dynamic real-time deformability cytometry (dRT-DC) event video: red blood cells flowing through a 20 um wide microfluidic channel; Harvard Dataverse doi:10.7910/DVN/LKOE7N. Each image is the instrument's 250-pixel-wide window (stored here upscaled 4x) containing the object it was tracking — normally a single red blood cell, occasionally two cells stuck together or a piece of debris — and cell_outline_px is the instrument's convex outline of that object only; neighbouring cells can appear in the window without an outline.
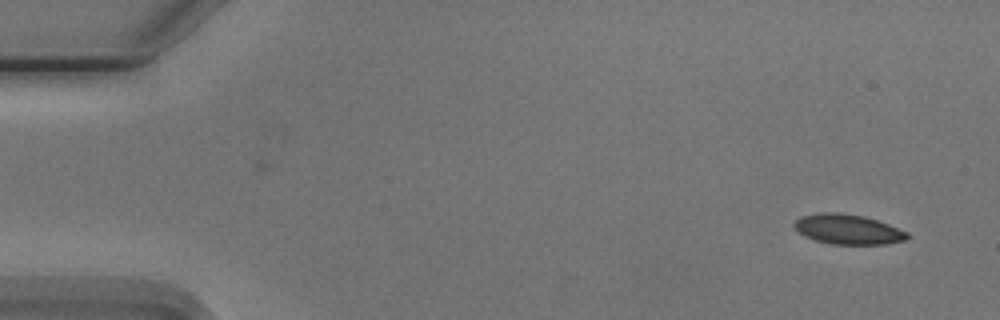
{"species": "Egyptian fruit bat (a non-hibernating species)", "species_latin": "Rousettus aegyptiacus", "temperature_condition": "cold", "stored_images_in_passage": 6, "camera_frame_rate_fps": 3000, "um_per_image_px": 0.085, "animal": {"sex": "male"}, "frame": {"image": 1, "passage_image": 1, "time_ms": 0.0, "image_size_px": [1000, 320], "cell_outline_px": [[908, 240], [888, 244], [832, 244], [816, 240], [804, 236], [792, 224], [800, 216], [820, 212], [836, 212], [864, 216], [888, 224], [908, 232]], "centroid_in_image_um": [72.08, 19.49], "position_along_channel_um": 12.9, "area_um2": 19.71}}
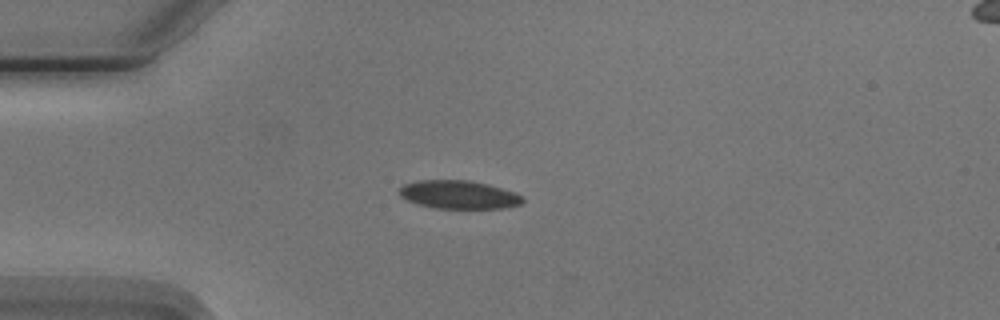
{"frame": {"image": 2, "passage_image": 4, "time_ms": 3.667, "image_size_px": [1000, 320], "cell_outline_px": [[524, 200], [520, 204], [504, 208], [436, 208], [416, 204], [400, 196], [400, 188], [404, 184], [420, 180], [468, 180], [488, 184], [524, 196]], "centroid_in_image_um": [38.99, 16.54], "position_along_channel_um": 46.0, "area_um2": 20.17}}
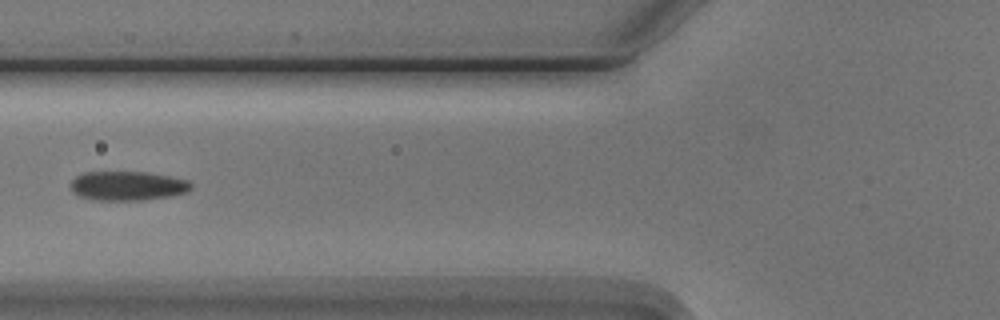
{"frame": {"image": 3, "passage_image": 6, "time_ms": 6.0, "image_size_px": [1000, 320], "cell_outline_px": [[192, 188], [188, 192], [168, 196], [140, 200], [92, 200], [80, 196], [72, 192], [72, 180], [76, 176], [84, 172], [144, 172], [168, 176], [188, 180], [192, 184]], "centroid_in_image_um": [10.84, 15.8], "position_along_channel_um": 115.0, "area_um2": 20.4}}